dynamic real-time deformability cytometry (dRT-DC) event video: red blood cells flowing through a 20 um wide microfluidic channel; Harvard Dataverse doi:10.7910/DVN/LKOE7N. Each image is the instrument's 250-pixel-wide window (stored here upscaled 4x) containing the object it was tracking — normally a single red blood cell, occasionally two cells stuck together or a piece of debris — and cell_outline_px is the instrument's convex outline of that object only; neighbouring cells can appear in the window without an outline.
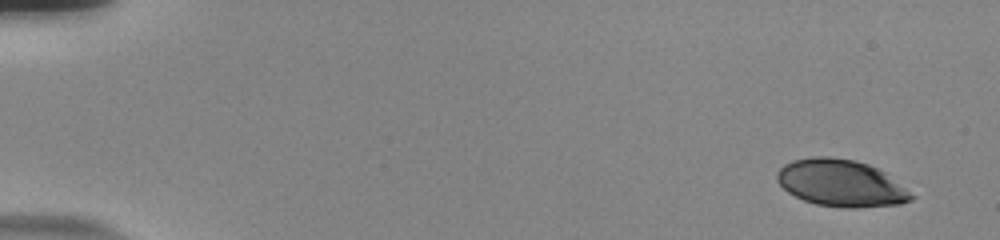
{"species": "human", "species_latin": "Homo sapiens", "temperature_condition": "room temperature", "stored_images_in_passage": 16, "camera_frame_rate_fps": 3000, "um_per_image_px": 0.085, "donor": {"sex": "male"}, "frame": {"image": 1, "passage_image": 1, "time_ms": 0.0, "image_size_px": [1000, 240], "cell_outline_px": [[916, 196], [912, 200], [900, 204], [856, 208], [844, 208], [816, 204], [804, 200], [788, 192], [776, 180], [776, 172], [784, 164], [792, 160], [812, 156], [828, 156], [856, 160], [868, 164], [884, 172]], "centroid_in_image_um": [71.47, 15.56], "position_along_channel_um": 13.5, "area_um2": 36.82}}